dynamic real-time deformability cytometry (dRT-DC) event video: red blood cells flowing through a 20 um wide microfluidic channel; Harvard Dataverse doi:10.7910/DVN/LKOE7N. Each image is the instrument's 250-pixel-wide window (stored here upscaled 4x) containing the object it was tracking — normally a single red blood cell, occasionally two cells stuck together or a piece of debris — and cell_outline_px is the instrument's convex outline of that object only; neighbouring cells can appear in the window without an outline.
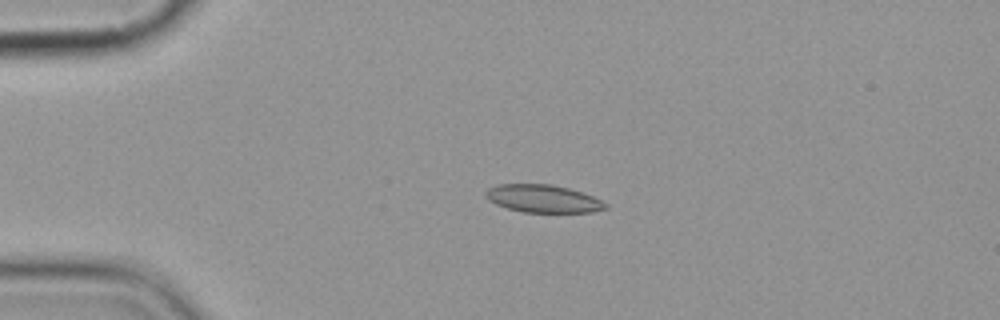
{"species": "common noctule bat (a hibernating species)", "species_latin": "Nyctalus noctula", "temperature_condition": "cold", "stored_images_in_passage": 5, "camera_frame_rate_fps": 3000, "um_per_image_px": 0.085, "animal": {"sex": "female", "body_mass_g": 19.9}, "frame": {"image": 1, "passage_image": 4, "time_ms": 3.333, "image_size_px": [1000, 320], "cell_outline_px": [[608, 208], [592, 212], [524, 212], [508, 208], [496, 204], [488, 200], [484, 196], [484, 192], [488, 188], [496, 184], [552, 184], [568, 188], [592, 196], [608, 204]], "centroid_in_image_um": [46.13, 16.88], "position_along_channel_um": 38.9, "area_um2": 19.36}}